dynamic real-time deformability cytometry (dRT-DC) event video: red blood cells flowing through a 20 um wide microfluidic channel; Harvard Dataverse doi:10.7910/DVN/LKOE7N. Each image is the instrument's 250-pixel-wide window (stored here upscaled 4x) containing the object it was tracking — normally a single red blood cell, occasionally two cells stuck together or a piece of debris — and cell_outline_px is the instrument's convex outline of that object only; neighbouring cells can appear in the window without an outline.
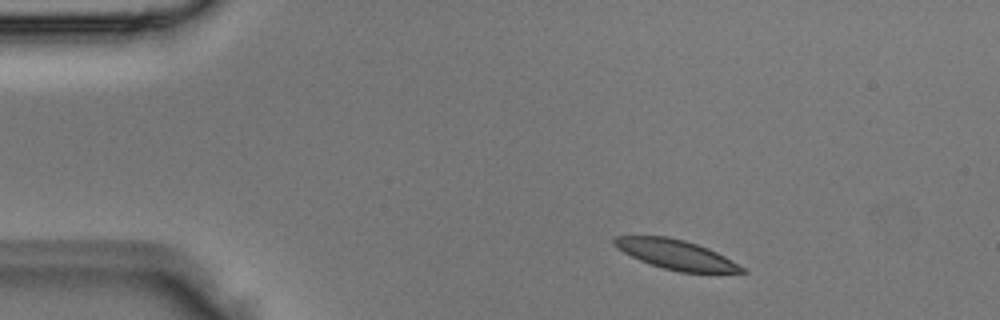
{"species": "Egyptian fruit bat (a non-hibernating species)", "species_latin": "Rousettus aegyptiacus", "temperature_condition": "room temperature", "stored_images_in_passage": 3, "segment_of_instrument_passage": [1, 2], "camera_frame_rate_fps": 3000, "um_per_image_px": 0.085, "animal": {"sex": "male"}, "frame": {"image": 1, "passage_image": 1, "time_ms": 0.0, "image_size_px": [1000, 320], "cell_outline_px": [[748, 272], [680, 272], [664, 268], [640, 260], [616, 248], [612, 244], [612, 240], [616, 236], [668, 236], [684, 240], [708, 248], [724, 256], [744, 268]], "centroid_in_image_um": [57.41, 21.62], "position_along_channel_um": 27.6, "area_um2": 21.62}}